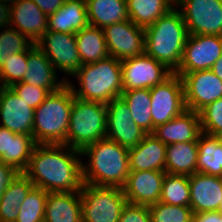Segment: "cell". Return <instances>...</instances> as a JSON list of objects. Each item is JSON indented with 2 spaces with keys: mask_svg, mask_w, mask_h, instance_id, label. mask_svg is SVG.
Here are the masks:
<instances>
[{
  "mask_svg": "<svg viewBox=\"0 0 222 222\" xmlns=\"http://www.w3.org/2000/svg\"><path fill=\"white\" fill-rule=\"evenodd\" d=\"M81 158V151L64 144H37L23 173L34 187L47 192L80 191L83 186Z\"/></svg>",
  "mask_w": 222,
  "mask_h": 222,
  "instance_id": "obj_1",
  "label": "cell"
},
{
  "mask_svg": "<svg viewBox=\"0 0 222 222\" xmlns=\"http://www.w3.org/2000/svg\"><path fill=\"white\" fill-rule=\"evenodd\" d=\"M88 163L82 162L83 183L123 188L128 174L129 149L108 138L90 144L81 151Z\"/></svg>",
  "mask_w": 222,
  "mask_h": 222,
  "instance_id": "obj_2",
  "label": "cell"
},
{
  "mask_svg": "<svg viewBox=\"0 0 222 222\" xmlns=\"http://www.w3.org/2000/svg\"><path fill=\"white\" fill-rule=\"evenodd\" d=\"M188 36L183 16L174 6L145 28V53L175 73L181 64Z\"/></svg>",
  "mask_w": 222,
  "mask_h": 222,
  "instance_id": "obj_3",
  "label": "cell"
},
{
  "mask_svg": "<svg viewBox=\"0 0 222 222\" xmlns=\"http://www.w3.org/2000/svg\"><path fill=\"white\" fill-rule=\"evenodd\" d=\"M80 87L67 81L77 99L108 104L123 92L121 60L112 56L92 64L82 65L72 78Z\"/></svg>",
  "mask_w": 222,
  "mask_h": 222,
  "instance_id": "obj_4",
  "label": "cell"
},
{
  "mask_svg": "<svg viewBox=\"0 0 222 222\" xmlns=\"http://www.w3.org/2000/svg\"><path fill=\"white\" fill-rule=\"evenodd\" d=\"M74 94L66 83L51 92L34 110L33 138L36 144L67 145V131Z\"/></svg>",
  "mask_w": 222,
  "mask_h": 222,
  "instance_id": "obj_5",
  "label": "cell"
},
{
  "mask_svg": "<svg viewBox=\"0 0 222 222\" xmlns=\"http://www.w3.org/2000/svg\"><path fill=\"white\" fill-rule=\"evenodd\" d=\"M106 125V104L74 97L67 131V146L82 151L90 144L107 138Z\"/></svg>",
  "mask_w": 222,
  "mask_h": 222,
  "instance_id": "obj_6",
  "label": "cell"
},
{
  "mask_svg": "<svg viewBox=\"0 0 222 222\" xmlns=\"http://www.w3.org/2000/svg\"><path fill=\"white\" fill-rule=\"evenodd\" d=\"M82 222H118L127 204L123 188L83 183L80 190Z\"/></svg>",
  "mask_w": 222,
  "mask_h": 222,
  "instance_id": "obj_7",
  "label": "cell"
},
{
  "mask_svg": "<svg viewBox=\"0 0 222 222\" xmlns=\"http://www.w3.org/2000/svg\"><path fill=\"white\" fill-rule=\"evenodd\" d=\"M0 18L34 43L48 28V16L32 0H0Z\"/></svg>",
  "mask_w": 222,
  "mask_h": 222,
  "instance_id": "obj_8",
  "label": "cell"
},
{
  "mask_svg": "<svg viewBox=\"0 0 222 222\" xmlns=\"http://www.w3.org/2000/svg\"><path fill=\"white\" fill-rule=\"evenodd\" d=\"M149 90L153 133L158 125L165 124L186 110L182 77L173 73L164 82Z\"/></svg>",
  "mask_w": 222,
  "mask_h": 222,
  "instance_id": "obj_9",
  "label": "cell"
},
{
  "mask_svg": "<svg viewBox=\"0 0 222 222\" xmlns=\"http://www.w3.org/2000/svg\"><path fill=\"white\" fill-rule=\"evenodd\" d=\"M191 35L222 36V0H177Z\"/></svg>",
  "mask_w": 222,
  "mask_h": 222,
  "instance_id": "obj_10",
  "label": "cell"
},
{
  "mask_svg": "<svg viewBox=\"0 0 222 222\" xmlns=\"http://www.w3.org/2000/svg\"><path fill=\"white\" fill-rule=\"evenodd\" d=\"M35 45L44 52L55 70L66 74L63 77L66 81L67 76H72L82 66L75 34L47 30Z\"/></svg>",
  "mask_w": 222,
  "mask_h": 222,
  "instance_id": "obj_11",
  "label": "cell"
},
{
  "mask_svg": "<svg viewBox=\"0 0 222 222\" xmlns=\"http://www.w3.org/2000/svg\"><path fill=\"white\" fill-rule=\"evenodd\" d=\"M123 90L150 89L164 82L173 72L146 53L121 60Z\"/></svg>",
  "mask_w": 222,
  "mask_h": 222,
  "instance_id": "obj_12",
  "label": "cell"
},
{
  "mask_svg": "<svg viewBox=\"0 0 222 222\" xmlns=\"http://www.w3.org/2000/svg\"><path fill=\"white\" fill-rule=\"evenodd\" d=\"M175 74L182 77L187 110L199 113L222 98V81L210 69Z\"/></svg>",
  "mask_w": 222,
  "mask_h": 222,
  "instance_id": "obj_13",
  "label": "cell"
},
{
  "mask_svg": "<svg viewBox=\"0 0 222 222\" xmlns=\"http://www.w3.org/2000/svg\"><path fill=\"white\" fill-rule=\"evenodd\" d=\"M109 55L124 60L145 53V29L130 19L103 29Z\"/></svg>",
  "mask_w": 222,
  "mask_h": 222,
  "instance_id": "obj_14",
  "label": "cell"
},
{
  "mask_svg": "<svg viewBox=\"0 0 222 222\" xmlns=\"http://www.w3.org/2000/svg\"><path fill=\"white\" fill-rule=\"evenodd\" d=\"M221 56L222 36L189 34L181 64L175 73L209 70Z\"/></svg>",
  "mask_w": 222,
  "mask_h": 222,
  "instance_id": "obj_15",
  "label": "cell"
},
{
  "mask_svg": "<svg viewBox=\"0 0 222 222\" xmlns=\"http://www.w3.org/2000/svg\"><path fill=\"white\" fill-rule=\"evenodd\" d=\"M107 138L127 147L137 146L147 134L133 120L127 104L119 97L106 104Z\"/></svg>",
  "mask_w": 222,
  "mask_h": 222,
  "instance_id": "obj_16",
  "label": "cell"
},
{
  "mask_svg": "<svg viewBox=\"0 0 222 222\" xmlns=\"http://www.w3.org/2000/svg\"><path fill=\"white\" fill-rule=\"evenodd\" d=\"M0 126L16 134L33 136L34 109L11 87L0 86Z\"/></svg>",
  "mask_w": 222,
  "mask_h": 222,
  "instance_id": "obj_17",
  "label": "cell"
},
{
  "mask_svg": "<svg viewBox=\"0 0 222 222\" xmlns=\"http://www.w3.org/2000/svg\"><path fill=\"white\" fill-rule=\"evenodd\" d=\"M165 171H130L123 187L127 203L150 206L159 202Z\"/></svg>",
  "mask_w": 222,
  "mask_h": 222,
  "instance_id": "obj_18",
  "label": "cell"
},
{
  "mask_svg": "<svg viewBox=\"0 0 222 222\" xmlns=\"http://www.w3.org/2000/svg\"><path fill=\"white\" fill-rule=\"evenodd\" d=\"M189 187L193 213L219 211L222 203L221 177L196 172L189 176Z\"/></svg>",
  "mask_w": 222,
  "mask_h": 222,
  "instance_id": "obj_19",
  "label": "cell"
},
{
  "mask_svg": "<svg viewBox=\"0 0 222 222\" xmlns=\"http://www.w3.org/2000/svg\"><path fill=\"white\" fill-rule=\"evenodd\" d=\"M201 132L199 113L186 109L179 116L165 124L158 125L152 134L162 143L171 145L174 143L198 142Z\"/></svg>",
  "mask_w": 222,
  "mask_h": 222,
  "instance_id": "obj_20",
  "label": "cell"
},
{
  "mask_svg": "<svg viewBox=\"0 0 222 222\" xmlns=\"http://www.w3.org/2000/svg\"><path fill=\"white\" fill-rule=\"evenodd\" d=\"M27 64V71L22 80L24 83L46 88L50 92L57 91L67 83L65 79H58L57 70L35 44L28 50Z\"/></svg>",
  "mask_w": 222,
  "mask_h": 222,
  "instance_id": "obj_21",
  "label": "cell"
},
{
  "mask_svg": "<svg viewBox=\"0 0 222 222\" xmlns=\"http://www.w3.org/2000/svg\"><path fill=\"white\" fill-rule=\"evenodd\" d=\"M166 146L152 133L146 134L137 146L129 148L130 171H165Z\"/></svg>",
  "mask_w": 222,
  "mask_h": 222,
  "instance_id": "obj_22",
  "label": "cell"
},
{
  "mask_svg": "<svg viewBox=\"0 0 222 222\" xmlns=\"http://www.w3.org/2000/svg\"><path fill=\"white\" fill-rule=\"evenodd\" d=\"M44 222H82L80 191L48 192Z\"/></svg>",
  "mask_w": 222,
  "mask_h": 222,
  "instance_id": "obj_23",
  "label": "cell"
},
{
  "mask_svg": "<svg viewBox=\"0 0 222 222\" xmlns=\"http://www.w3.org/2000/svg\"><path fill=\"white\" fill-rule=\"evenodd\" d=\"M89 25L85 0H65L63 5L48 16V31L76 34Z\"/></svg>",
  "mask_w": 222,
  "mask_h": 222,
  "instance_id": "obj_24",
  "label": "cell"
},
{
  "mask_svg": "<svg viewBox=\"0 0 222 222\" xmlns=\"http://www.w3.org/2000/svg\"><path fill=\"white\" fill-rule=\"evenodd\" d=\"M88 23L104 29L111 24L129 20L127 0H85Z\"/></svg>",
  "mask_w": 222,
  "mask_h": 222,
  "instance_id": "obj_25",
  "label": "cell"
},
{
  "mask_svg": "<svg viewBox=\"0 0 222 222\" xmlns=\"http://www.w3.org/2000/svg\"><path fill=\"white\" fill-rule=\"evenodd\" d=\"M198 142L174 143L166 146L165 172L190 176L197 172Z\"/></svg>",
  "mask_w": 222,
  "mask_h": 222,
  "instance_id": "obj_26",
  "label": "cell"
},
{
  "mask_svg": "<svg viewBox=\"0 0 222 222\" xmlns=\"http://www.w3.org/2000/svg\"><path fill=\"white\" fill-rule=\"evenodd\" d=\"M75 35L82 65L92 64L110 56L103 29L88 25Z\"/></svg>",
  "mask_w": 222,
  "mask_h": 222,
  "instance_id": "obj_27",
  "label": "cell"
},
{
  "mask_svg": "<svg viewBox=\"0 0 222 222\" xmlns=\"http://www.w3.org/2000/svg\"><path fill=\"white\" fill-rule=\"evenodd\" d=\"M197 148V172L222 177V144L218 138L201 132Z\"/></svg>",
  "mask_w": 222,
  "mask_h": 222,
  "instance_id": "obj_28",
  "label": "cell"
},
{
  "mask_svg": "<svg viewBox=\"0 0 222 222\" xmlns=\"http://www.w3.org/2000/svg\"><path fill=\"white\" fill-rule=\"evenodd\" d=\"M33 187L34 184L24 173L18 174L0 200V222L17 220L19 206Z\"/></svg>",
  "mask_w": 222,
  "mask_h": 222,
  "instance_id": "obj_29",
  "label": "cell"
},
{
  "mask_svg": "<svg viewBox=\"0 0 222 222\" xmlns=\"http://www.w3.org/2000/svg\"><path fill=\"white\" fill-rule=\"evenodd\" d=\"M174 6L171 0H127L129 19L144 29L155 23Z\"/></svg>",
  "mask_w": 222,
  "mask_h": 222,
  "instance_id": "obj_30",
  "label": "cell"
},
{
  "mask_svg": "<svg viewBox=\"0 0 222 222\" xmlns=\"http://www.w3.org/2000/svg\"><path fill=\"white\" fill-rule=\"evenodd\" d=\"M120 98L127 104L132 120L147 134L152 133L150 90L145 88L123 90Z\"/></svg>",
  "mask_w": 222,
  "mask_h": 222,
  "instance_id": "obj_31",
  "label": "cell"
},
{
  "mask_svg": "<svg viewBox=\"0 0 222 222\" xmlns=\"http://www.w3.org/2000/svg\"><path fill=\"white\" fill-rule=\"evenodd\" d=\"M0 69L13 54L26 52L35 43L0 18Z\"/></svg>",
  "mask_w": 222,
  "mask_h": 222,
  "instance_id": "obj_32",
  "label": "cell"
},
{
  "mask_svg": "<svg viewBox=\"0 0 222 222\" xmlns=\"http://www.w3.org/2000/svg\"><path fill=\"white\" fill-rule=\"evenodd\" d=\"M159 202L190 206L189 176L166 173Z\"/></svg>",
  "mask_w": 222,
  "mask_h": 222,
  "instance_id": "obj_33",
  "label": "cell"
},
{
  "mask_svg": "<svg viewBox=\"0 0 222 222\" xmlns=\"http://www.w3.org/2000/svg\"><path fill=\"white\" fill-rule=\"evenodd\" d=\"M36 145L32 135L16 134L9 136L8 165L23 173L28 167Z\"/></svg>",
  "mask_w": 222,
  "mask_h": 222,
  "instance_id": "obj_34",
  "label": "cell"
},
{
  "mask_svg": "<svg viewBox=\"0 0 222 222\" xmlns=\"http://www.w3.org/2000/svg\"><path fill=\"white\" fill-rule=\"evenodd\" d=\"M48 192L33 187L19 206V214L15 222H44L45 204Z\"/></svg>",
  "mask_w": 222,
  "mask_h": 222,
  "instance_id": "obj_35",
  "label": "cell"
},
{
  "mask_svg": "<svg viewBox=\"0 0 222 222\" xmlns=\"http://www.w3.org/2000/svg\"><path fill=\"white\" fill-rule=\"evenodd\" d=\"M148 207L151 213V222H193L194 213L190 206L157 202Z\"/></svg>",
  "mask_w": 222,
  "mask_h": 222,
  "instance_id": "obj_36",
  "label": "cell"
},
{
  "mask_svg": "<svg viewBox=\"0 0 222 222\" xmlns=\"http://www.w3.org/2000/svg\"><path fill=\"white\" fill-rule=\"evenodd\" d=\"M28 50L26 52L13 54L0 69V86L11 87L21 82L27 71Z\"/></svg>",
  "mask_w": 222,
  "mask_h": 222,
  "instance_id": "obj_37",
  "label": "cell"
},
{
  "mask_svg": "<svg viewBox=\"0 0 222 222\" xmlns=\"http://www.w3.org/2000/svg\"><path fill=\"white\" fill-rule=\"evenodd\" d=\"M201 131L216 135L222 131V98L210 103L200 112Z\"/></svg>",
  "mask_w": 222,
  "mask_h": 222,
  "instance_id": "obj_38",
  "label": "cell"
},
{
  "mask_svg": "<svg viewBox=\"0 0 222 222\" xmlns=\"http://www.w3.org/2000/svg\"><path fill=\"white\" fill-rule=\"evenodd\" d=\"M17 95L32 109H36L51 93L48 89L18 82L11 86Z\"/></svg>",
  "mask_w": 222,
  "mask_h": 222,
  "instance_id": "obj_39",
  "label": "cell"
},
{
  "mask_svg": "<svg viewBox=\"0 0 222 222\" xmlns=\"http://www.w3.org/2000/svg\"><path fill=\"white\" fill-rule=\"evenodd\" d=\"M118 222H151L149 207L127 203L122 209Z\"/></svg>",
  "mask_w": 222,
  "mask_h": 222,
  "instance_id": "obj_40",
  "label": "cell"
},
{
  "mask_svg": "<svg viewBox=\"0 0 222 222\" xmlns=\"http://www.w3.org/2000/svg\"><path fill=\"white\" fill-rule=\"evenodd\" d=\"M19 173L14 167L0 161V200L7 187Z\"/></svg>",
  "mask_w": 222,
  "mask_h": 222,
  "instance_id": "obj_41",
  "label": "cell"
},
{
  "mask_svg": "<svg viewBox=\"0 0 222 222\" xmlns=\"http://www.w3.org/2000/svg\"><path fill=\"white\" fill-rule=\"evenodd\" d=\"M16 133L0 126V161L8 164V145L9 136H15Z\"/></svg>",
  "mask_w": 222,
  "mask_h": 222,
  "instance_id": "obj_42",
  "label": "cell"
},
{
  "mask_svg": "<svg viewBox=\"0 0 222 222\" xmlns=\"http://www.w3.org/2000/svg\"><path fill=\"white\" fill-rule=\"evenodd\" d=\"M46 16L55 13L64 3L65 0H32Z\"/></svg>",
  "mask_w": 222,
  "mask_h": 222,
  "instance_id": "obj_43",
  "label": "cell"
},
{
  "mask_svg": "<svg viewBox=\"0 0 222 222\" xmlns=\"http://www.w3.org/2000/svg\"><path fill=\"white\" fill-rule=\"evenodd\" d=\"M193 222H222L220 211L194 213Z\"/></svg>",
  "mask_w": 222,
  "mask_h": 222,
  "instance_id": "obj_44",
  "label": "cell"
},
{
  "mask_svg": "<svg viewBox=\"0 0 222 222\" xmlns=\"http://www.w3.org/2000/svg\"><path fill=\"white\" fill-rule=\"evenodd\" d=\"M210 70L222 81V56L213 64Z\"/></svg>",
  "mask_w": 222,
  "mask_h": 222,
  "instance_id": "obj_45",
  "label": "cell"
},
{
  "mask_svg": "<svg viewBox=\"0 0 222 222\" xmlns=\"http://www.w3.org/2000/svg\"><path fill=\"white\" fill-rule=\"evenodd\" d=\"M215 136L218 138L219 143L222 144V131L217 133Z\"/></svg>",
  "mask_w": 222,
  "mask_h": 222,
  "instance_id": "obj_46",
  "label": "cell"
},
{
  "mask_svg": "<svg viewBox=\"0 0 222 222\" xmlns=\"http://www.w3.org/2000/svg\"><path fill=\"white\" fill-rule=\"evenodd\" d=\"M222 179V177H221ZM219 211L222 213V203L220 204Z\"/></svg>",
  "mask_w": 222,
  "mask_h": 222,
  "instance_id": "obj_47",
  "label": "cell"
},
{
  "mask_svg": "<svg viewBox=\"0 0 222 222\" xmlns=\"http://www.w3.org/2000/svg\"><path fill=\"white\" fill-rule=\"evenodd\" d=\"M174 4H176L177 0H171Z\"/></svg>",
  "mask_w": 222,
  "mask_h": 222,
  "instance_id": "obj_48",
  "label": "cell"
}]
</instances>
